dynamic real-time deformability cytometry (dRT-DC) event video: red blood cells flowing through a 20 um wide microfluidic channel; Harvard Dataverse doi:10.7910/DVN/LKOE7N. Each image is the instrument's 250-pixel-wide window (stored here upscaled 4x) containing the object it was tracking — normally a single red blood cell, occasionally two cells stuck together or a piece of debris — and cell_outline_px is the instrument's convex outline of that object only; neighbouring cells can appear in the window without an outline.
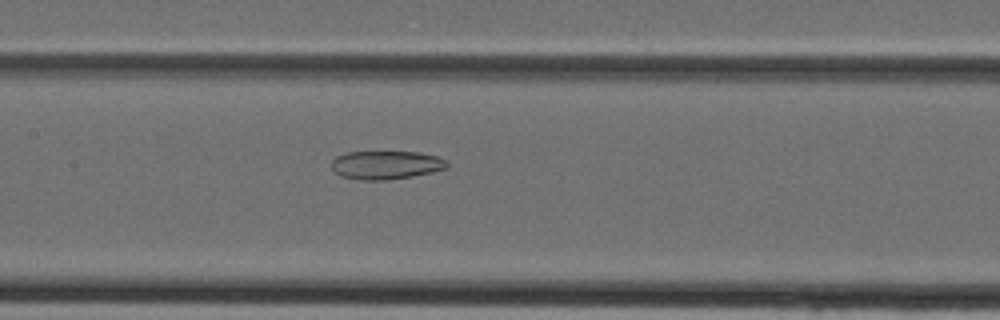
{"species": "Egyptian fruit bat (a non-hibernating species)", "species_latin": "Rousettus aegyptiacus", "temperature_condition": "cold", "stored_images_in_passage": 28, "camera_frame_rate_fps": 3000, "um_per_image_px": 0.085, "animal": {"sex": "female"}, "frame": {"image": 1, "passage_image": 11, "time_ms": 3.333, "image_size_px": [1000, 320], "cell_outline_px": [[448, 168], [432, 172], [412, 176], [388, 180], [356, 180], [340, 176], [332, 168], [332, 160], [336, 156], [348, 152], [420, 152], [436, 156], [444, 160], [448, 164]], "centroid_in_image_um": [32.79, 14.03], "position_along_channel_um": 174.6, "area_um2": 19.19}}
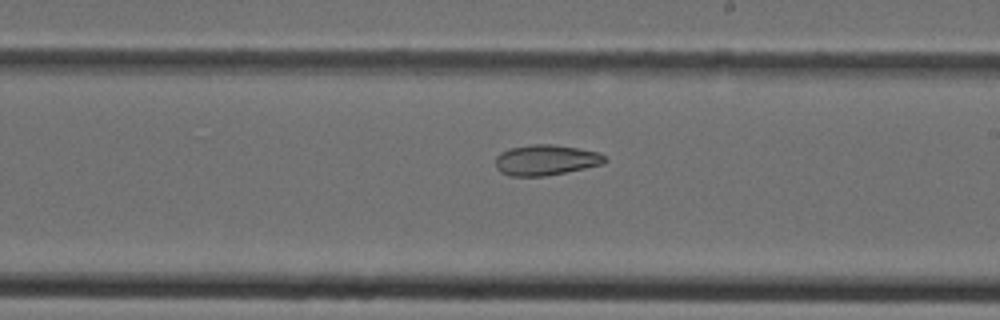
{"frame": {"image": 2, "passage_image": 15, "time_ms": 4.667, "image_size_px": [1000, 320], "cell_outline_px": [[608, 160], [604, 164], [544, 176], [508, 176], [500, 172], [496, 168], [496, 156], [500, 152], [508, 148], [532, 144], [552, 144], [576, 148], [596, 152], [604, 156]], "centroid_in_image_um": [46.35, 13.6], "position_along_channel_um": 242.7, "area_um2": 19.42}}
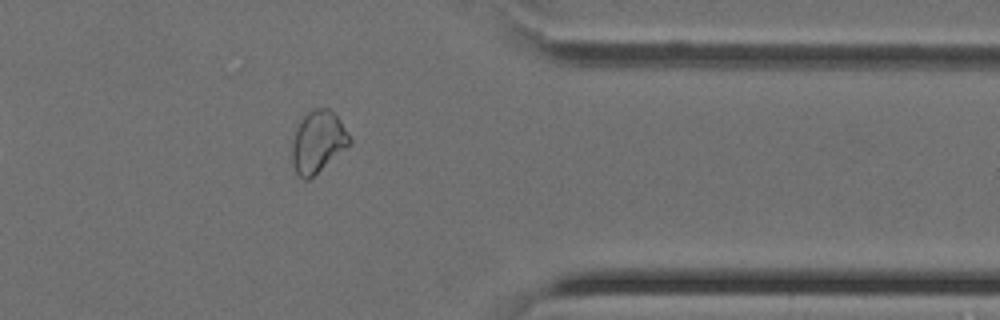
{"frame": {"image": 3, "passage_image": 24, "time_ms": 7.667, "image_size_px": [1000, 320], "cell_outline_px": [[352, 144], [308, 180], [304, 180], [296, 172], [292, 164], [292, 144], [296, 128], [300, 120], [312, 108], [328, 108], [336, 116], [352, 140]], "centroid_in_image_um": [27.01, 12.06], "position_along_channel_um": 384.4, "area_um2": 20.58}}